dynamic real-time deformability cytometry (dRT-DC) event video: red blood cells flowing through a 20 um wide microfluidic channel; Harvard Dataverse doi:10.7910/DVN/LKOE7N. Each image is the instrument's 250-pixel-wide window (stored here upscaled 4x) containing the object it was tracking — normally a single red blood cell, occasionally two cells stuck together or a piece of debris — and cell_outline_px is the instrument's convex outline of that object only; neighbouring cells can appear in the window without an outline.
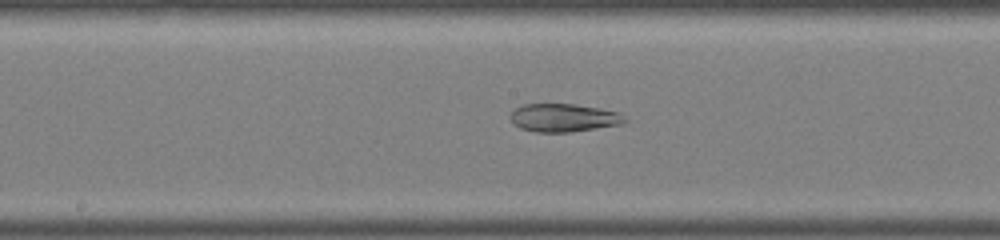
{"species": "common noctule bat (a hibernating species)", "species_latin": "Nyctalus noctula", "temperature_condition": "warm", "stored_images_in_passage": 38, "camera_frame_rate_fps": 3000, "um_per_image_px": 0.085, "animal": {"sex": "male", "body_mass_g": 19.0, "forearm_length_mm": 50.8}, "frame": {"image": 1, "passage_image": 19, "time_ms": 6.0, "image_size_px": [1000, 240], "cell_outline_px": [[628, 120], [620, 124], [596, 128], [568, 132], [536, 132], [520, 128], [512, 124], [508, 116], [516, 108], [524, 104], [572, 104], [620, 112]], "centroid_in_image_um": [47.86, 10.01], "position_along_channel_um": 200.3, "area_um2": 18.67}}
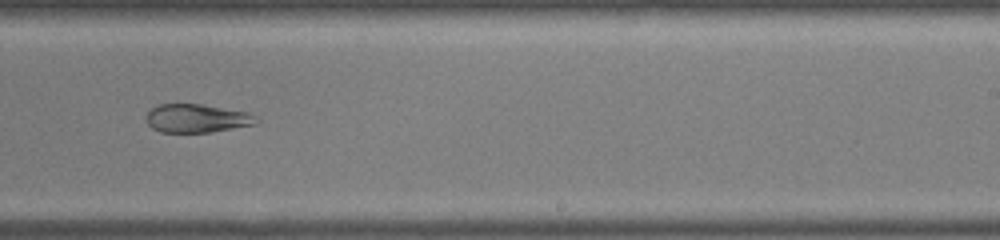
{"frame": {"image": 2, "passage_image": 23, "time_ms": 7.333, "image_size_px": [1000, 240], "cell_outline_px": [[260, 120], [256, 124], [212, 132], [160, 132], [152, 128], [148, 124], [144, 116], [152, 108], [160, 104], [200, 104], [244, 112], [256, 116]], "centroid_in_image_um": [16.7, 10.07], "position_along_channel_um": 272.3, "area_um2": 18.15}}
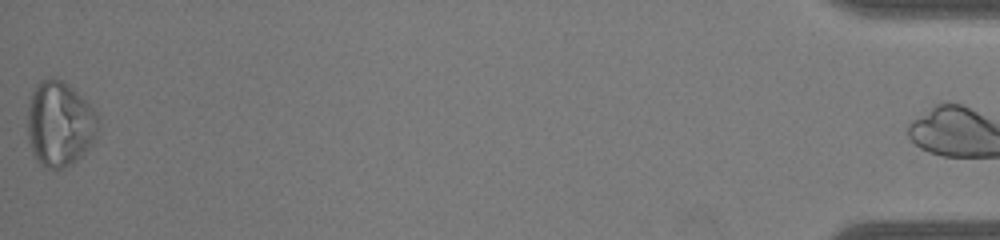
{"frame": {"image": 3, "passage_image": 37, "time_ms": 12.0, "image_size_px": [1000, 240], "cell_outline_px": [[100, 120], [96, 136], [92, 144], [72, 164], [60, 168], [44, 168], [36, 160], [32, 152], [28, 140], [28, 104], [32, 92], [36, 84], [40, 80], [60, 80], [72, 88], [96, 112]], "centroid_in_image_um": [5.06, 10.56], "position_along_channel_um": 430.1, "area_um2": 34.74}}